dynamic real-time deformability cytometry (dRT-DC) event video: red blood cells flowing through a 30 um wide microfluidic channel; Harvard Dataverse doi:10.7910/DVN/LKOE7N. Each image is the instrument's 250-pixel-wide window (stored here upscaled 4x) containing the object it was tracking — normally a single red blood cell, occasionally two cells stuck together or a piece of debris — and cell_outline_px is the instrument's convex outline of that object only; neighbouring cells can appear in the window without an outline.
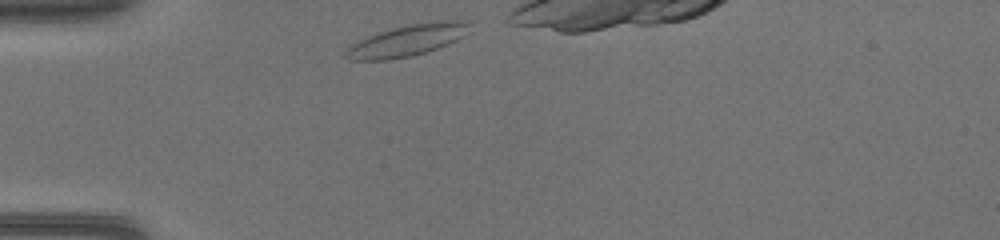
{"species": "common noctule bat (a hibernating species)", "species_latin": "Nyctalus noctula", "temperature_condition": "warm", "stored_images_in_passage": 26, "camera_frame_rate_fps": 3000, "um_per_image_px": 0.085, "animal": {"sex": "female", "body_mass_g": 17.0, "forearm_length_mm": 48.0}, "frame": {"image": 1, "passage_image": 1, "time_ms": 0.0, "image_size_px": [1000, 240], "cell_outline_px": [[472, 20], [464, 36], [456, 40], [436, 48], [412, 56], [388, 60], [352, 60], [344, 56], [344, 52], [352, 44], [368, 36], [404, 24], [428, 20]], "centroid_in_image_um": [34.65, 3.4], "position_along_channel_um": 50.4, "area_um2": 22.83}}
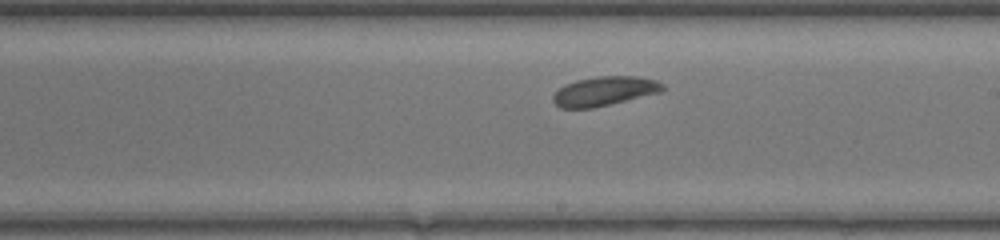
{"frame": {"image": 2, "passage_image": 15, "time_ms": 4.667, "image_size_px": [1000, 240], "cell_outline_px": [[664, 88], [660, 92], [592, 108], [560, 108], [552, 100], [552, 96], [564, 84], [576, 80], [596, 76], [636, 76], [656, 80], [664, 84]], "centroid_in_image_um": [51.35, 7.73], "position_along_channel_um": 237.7, "area_um2": 18.55}}
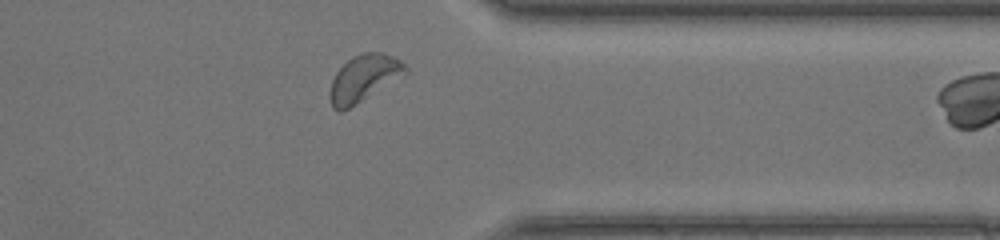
{"frame": {"image": 3, "passage_image": 25, "time_ms": 8.0, "image_size_px": [1000, 240], "cell_outline_px": [[408, 72], [348, 108], [340, 112], [332, 108], [328, 96], [328, 92], [332, 80], [336, 72], [352, 56], [364, 52], [384, 52], [400, 60], [408, 68]], "centroid_in_image_um": [30.88, 6.63], "position_along_channel_um": 380.5, "area_um2": 20.23}}